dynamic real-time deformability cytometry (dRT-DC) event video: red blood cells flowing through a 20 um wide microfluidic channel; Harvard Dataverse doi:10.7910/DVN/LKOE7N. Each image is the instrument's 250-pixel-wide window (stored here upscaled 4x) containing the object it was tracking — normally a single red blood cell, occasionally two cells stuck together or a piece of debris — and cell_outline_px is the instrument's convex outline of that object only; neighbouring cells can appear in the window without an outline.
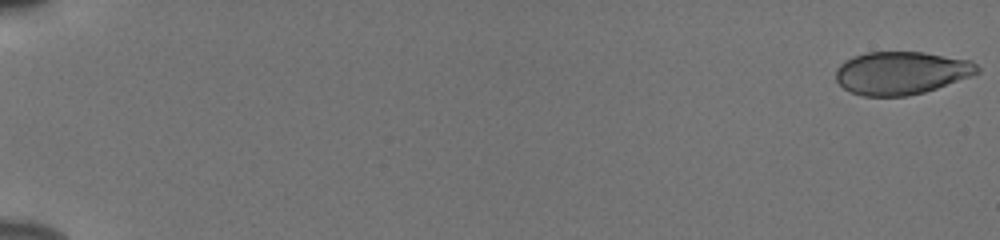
{"species": "human", "species_latin": "Homo sapiens", "temperature_condition": "cold", "stored_images_in_passage": 10, "camera_frame_rate_fps": 3000, "um_per_image_px": 0.085, "donor": {"sex": "male"}, "frame": {"image": 1, "passage_image": 1, "time_ms": 0.0, "image_size_px": [1000, 240], "cell_outline_px": [[980, 72], [972, 76], [924, 92], [908, 96], [864, 96], [852, 92], [844, 88], [836, 80], [836, 68], [844, 60], [852, 56], [868, 52], [924, 52], [972, 60], [980, 68]], "centroid_in_image_um": [76.62, 6.19], "position_along_channel_um": 8.4, "area_um2": 35.55}}